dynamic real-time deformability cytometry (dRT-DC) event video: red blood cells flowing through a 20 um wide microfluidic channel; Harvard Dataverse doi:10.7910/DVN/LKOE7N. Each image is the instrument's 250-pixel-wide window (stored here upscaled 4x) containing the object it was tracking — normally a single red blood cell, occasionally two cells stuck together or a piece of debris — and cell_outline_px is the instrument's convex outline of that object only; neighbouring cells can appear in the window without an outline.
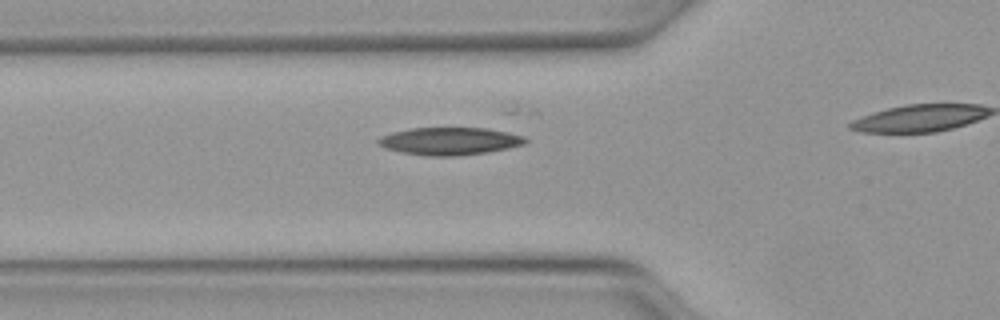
{"species": "Egyptian fruit bat (a non-hibernating species)", "species_latin": "Rousettus aegyptiacus", "temperature_condition": "warm", "stored_images_in_passage": 29, "camera_frame_rate_fps": 3000, "um_per_image_px": 0.085, "animal": {"sex": "female"}, "frame": {"image": 1, "passage_image": 9, "time_ms": 2.667, "image_size_px": [1000, 320], "cell_outline_px": [[528, 140], [524, 144], [508, 148], [488, 152], [456, 156], [428, 156], [400, 152], [384, 148], [376, 140], [380, 136], [392, 132], [412, 128], [484, 128], [508, 132], [524, 136]], "centroid_in_image_um": [38.21, 12.0], "position_along_channel_um": 87.6, "area_um2": 23.64}}
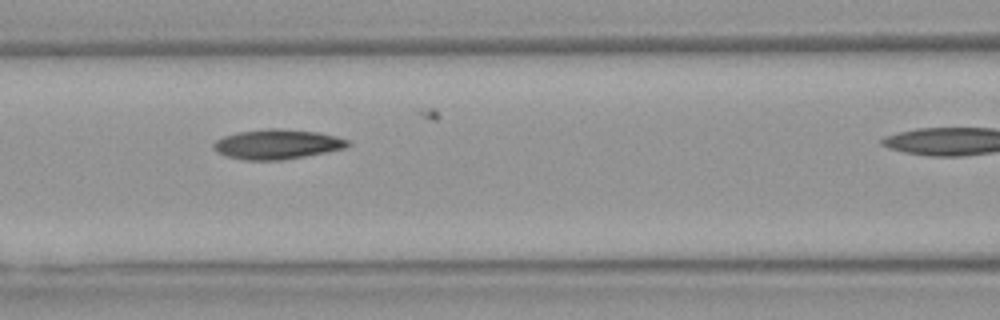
{"frame": {"image": 2, "passage_image": 13, "time_ms": 4.0, "image_size_px": [1000, 320], "cell_outline_px": [[352, 144], [344, 148], [304, 156], [280, 160], [244, 160], [228, 156], [216, 152], [212, 148], [212, 144], [216, 140], [224, 136], [236, 132], [268, 128], [280, 128], [316, 132], [336, 136], [348, 140]], "centroid_in_image_um": [23.52, 12.25], "position_along_channel_um": 143.1, "area_um2": 23.24}}